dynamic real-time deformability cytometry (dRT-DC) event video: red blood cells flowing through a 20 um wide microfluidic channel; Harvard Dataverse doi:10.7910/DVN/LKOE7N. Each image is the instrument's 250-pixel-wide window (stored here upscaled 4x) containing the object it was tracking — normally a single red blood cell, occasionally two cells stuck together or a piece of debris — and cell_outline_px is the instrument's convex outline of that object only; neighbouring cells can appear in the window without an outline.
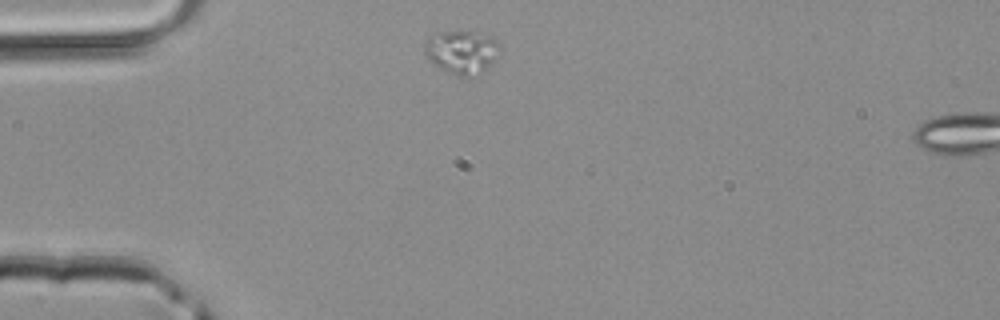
{"species": "common noctule bat (a hibernating species)", "species_latin": "Nyctalus noctula", "temperature_condition": "room temperature", "stored_images_in_passage": 2, "segment_of_instrument_passage": [1, 2], "camera_frame_rate_fps": 3000, "um_per_image_px": 0.085, "animal": {"sex": "male", "body_mass_g": 20.4}, "frame": {"image": 1, "passage_image": 1, "time_ms": 0.0, "image_size_px": [1000, 320], "cell_outline_px": [[500, 44], [496, 56], [480, 76], [456, 76], [440, 68], [428, 60], [424, 52], [424, 44], [428, 36], [436, 32], [484, 32], [492, 36]], "centroid_in_image_um": [39.23, 4.42], "position_along_channel_um": 45.8, "area_um2": 19.25}}